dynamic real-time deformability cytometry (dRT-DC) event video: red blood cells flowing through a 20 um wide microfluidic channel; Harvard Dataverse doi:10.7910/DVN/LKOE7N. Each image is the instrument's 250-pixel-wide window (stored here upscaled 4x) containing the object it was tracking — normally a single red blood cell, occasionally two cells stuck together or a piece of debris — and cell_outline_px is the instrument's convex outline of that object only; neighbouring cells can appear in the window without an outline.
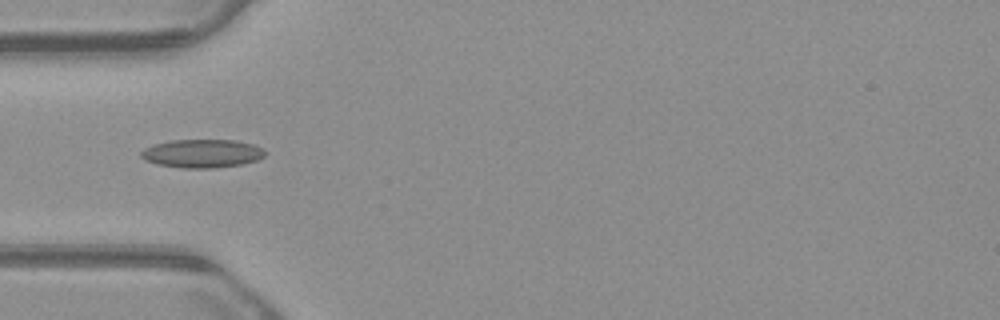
{"species": "common noctule bat (a hibernating species)", "species_latin": "Nyctalus noctula", "temperature_condition": "warm", "stored_images_in_passage": 7, "camera_frame_rate_fps": 3000, "um_per_image_px": 0.085, "animal": {"sex": "male", "body_mass_g": 23.1, "forearm_length_mm": 52.7}, "frame": {"image": 1, "passage_image": 1, "time_ms": 0.0, "image_size_px": [1000, 320], "cell_outline_px": [[268, 152], [264, 156], [256, 160], [244, 164], [216, 168], [180, 168], [156, 164], [144, 160], [140, 156], [140, 152], [144, 148], [152, 144], [172, 140], [236, 140], [252, 144], [264, 148]], "centroid_in_image_um": [17.18, 13.05], "position_along_channel_um": 67.8, "area_um2": 20.87}}
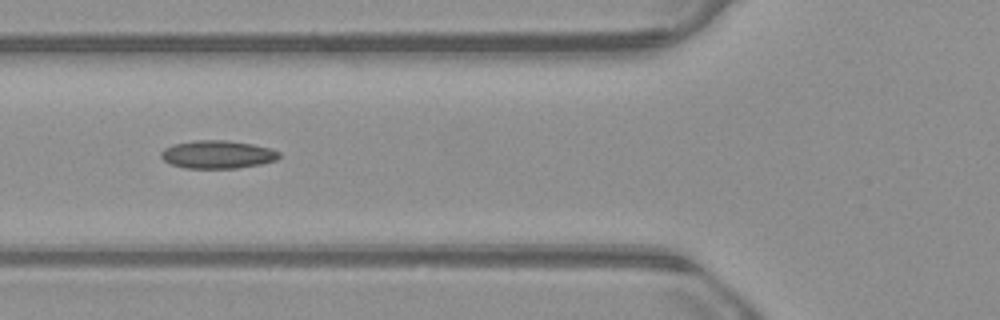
{"frame": {"image": 2, "passage_image": 4, "time_ms": 1.0, "image_size_px": [1000, 320], "cell_outline_px": [[280, 156], [276, 160], [260, 164], [236, 168], [184, 168], [172, 164], [164, 160], [160, 156], [160, 152], [164, 148], [172, 144], [196, 140], [228, 140], [252, 144], [272, 148], [280, 152]], "centroid_in_image_um": [18.49, 13.12], "position_along_channel_um": 107.3, "area_um2": 19.36}}
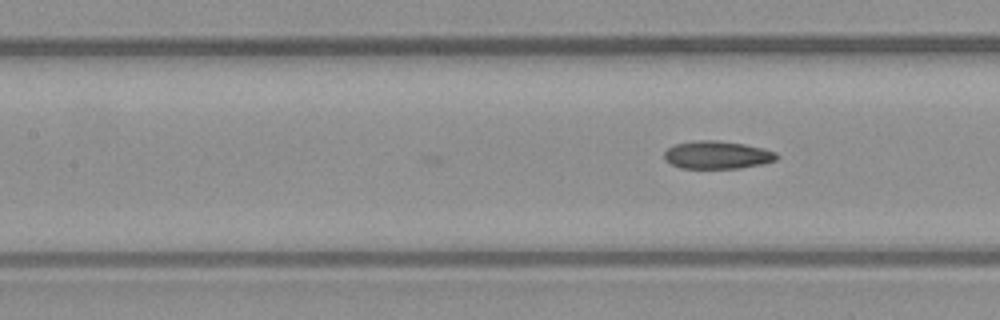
{"frame": {"image": 3, "passage_image": 7, "time_ms": 2.0, "image_size_px": [1000, 320], "cell_outline_px": [[780, 156], [776, 160], [764, 164], [740, 168], [680, 168], [664, 160], [664, 152], [668, 148], [676, 144], [692, 140], [716, 140], [744, 144], [764, 148], [776, 152]], "centroid_in_image_um": [60.98, 13.17], "position_along_channel_um": 146.4, "area_um2": 18.44}}